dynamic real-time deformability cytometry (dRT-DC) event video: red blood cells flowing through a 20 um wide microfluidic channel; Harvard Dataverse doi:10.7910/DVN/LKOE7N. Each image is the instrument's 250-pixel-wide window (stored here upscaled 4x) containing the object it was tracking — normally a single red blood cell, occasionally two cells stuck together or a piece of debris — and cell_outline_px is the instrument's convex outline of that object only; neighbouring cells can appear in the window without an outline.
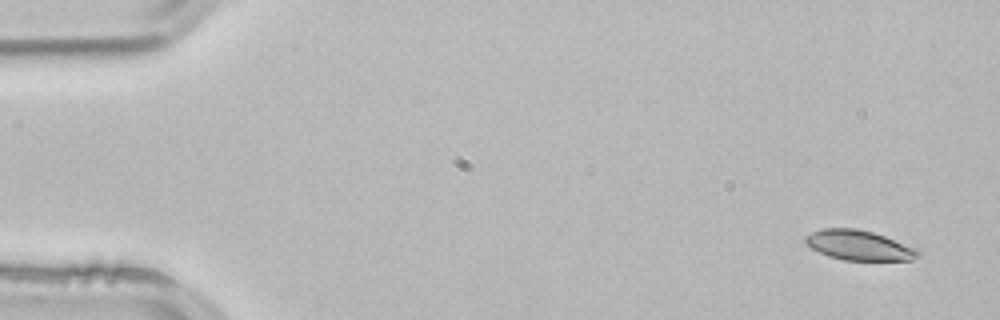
{"species": "common noctule bat (a hibernating species)", "species_latin": "Nyctalus noctula", "temperature_condition": "room temperature", "stored_images_in_passage": 4, "segment_of_instrument_passage": [1, 2], "camera_frame_rate_fps": 3000, "um_per_image_px": 0.085, "animal": {"sex": "male", "body_mass_g": 21.5, "forearm_length_mm": 52.0}, "frame": {"image": 1, "passage_image": 1, "time_ms": 0.0, "image_size_px": [1000, 320], "cell_outline_px": [[920, 256], [912, 260], [844, 260], [828, 256], [804, 244], [804, 236], [820, 228], [856, 228], [872, 232], [920, 248]], "centroid_in_image_um": [73.03, 20.84], "position_along_channel_um": 12.0, "area_um2": 19.88}}
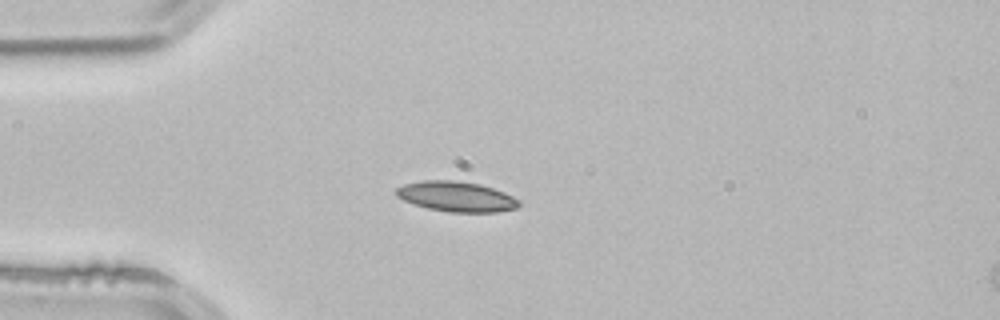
{"frame": {"image": 2, "passage_image": 3, "time_ms": 0.667, "image_size_px": [1000, 320], "cell_outline_px": [[520, 204], [516, 208], [496, 212], [448, 212], [428, 208], [412, 204], [396, 196], [396, 188], [404, 184], [420, 180], [452, 180], [480, 184], [504, 192], [520, 200]], "centroid_in_image_um": [38.77, 16.7], "position_along_channel_um": 46.2, "area_um2": 21.62}}